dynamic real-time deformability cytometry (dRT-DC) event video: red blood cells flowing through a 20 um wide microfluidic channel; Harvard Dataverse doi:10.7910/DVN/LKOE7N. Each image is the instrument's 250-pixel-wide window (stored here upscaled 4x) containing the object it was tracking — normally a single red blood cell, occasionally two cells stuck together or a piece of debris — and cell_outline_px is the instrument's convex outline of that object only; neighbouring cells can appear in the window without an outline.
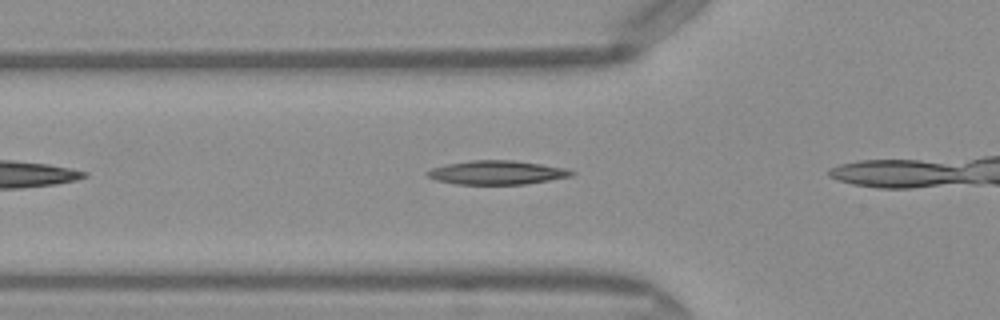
{"species": "Egyptian fruit bat (a non-hibernating species)", "species_latin": "Rousettus aegyptiacus", "temperature_condition": "warm", "stored_images_in_passage": 7, "camera_frame_rate_fps": 3000, "um_per_image_px": 0.085, "frame": {"image": 1, "passage_image": 5, "time_ms": 1.333, "image_size_px": [1000, 320], "cell_outline_px": [[576, 172], [572, 176], [524, 184], [456, 184], [436, 180], [428, 176], [424, 172], [432, 168], [448, 164], [472, 160], [512, 160], [568, 168]], "centroid_in_image_um": [42.25, 14.66], "position_along_channel_um": 83.6, "area_um2": 19.94}}